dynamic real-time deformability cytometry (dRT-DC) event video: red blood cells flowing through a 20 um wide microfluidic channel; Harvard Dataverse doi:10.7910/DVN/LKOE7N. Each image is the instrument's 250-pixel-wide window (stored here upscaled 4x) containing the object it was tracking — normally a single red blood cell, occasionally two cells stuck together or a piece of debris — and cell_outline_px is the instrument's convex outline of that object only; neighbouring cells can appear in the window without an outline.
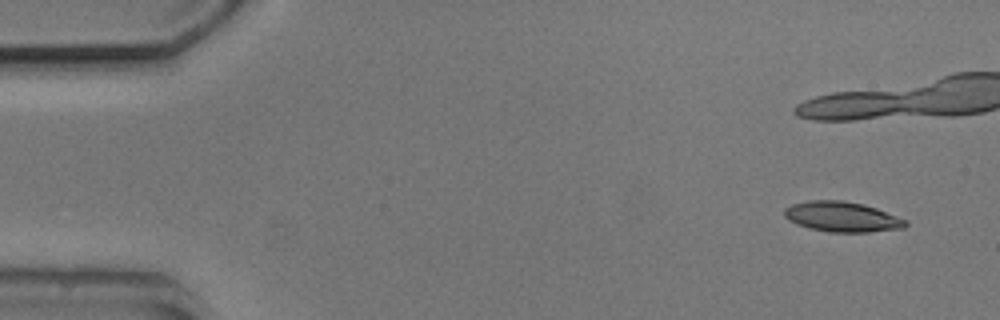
{"species": "common noctule bat (a hibernating species)", "species_latin": "Nyctalus noctula", "temperature_condition": "cold", "stored_images_in_passage": 8, "camera_frame_rate_fps": 3000, "um_per_image_px": 0.085, "animal": {"sex": "male", "body_mass_g": 20.5, "forearm_length_mm": 52.5}, "frame": {"image": 1, "passage_image": 1, "time_ms": 0.0, "image_size_px": [1000, 320], "cell_outline_px": [[908, 224], [904, 228], [868, 232], [828, 232], [808, 228], [796, 224], [788, 220], [784, 216], [784, 208], [792, 204], [808, 200], [844, 200], [864, 204], [876, 208], [908, 220]], "centroid_in_image_um": [71.57, 18.42], "position_along_channel_um": 13.4, "area_um2": 21.56}}